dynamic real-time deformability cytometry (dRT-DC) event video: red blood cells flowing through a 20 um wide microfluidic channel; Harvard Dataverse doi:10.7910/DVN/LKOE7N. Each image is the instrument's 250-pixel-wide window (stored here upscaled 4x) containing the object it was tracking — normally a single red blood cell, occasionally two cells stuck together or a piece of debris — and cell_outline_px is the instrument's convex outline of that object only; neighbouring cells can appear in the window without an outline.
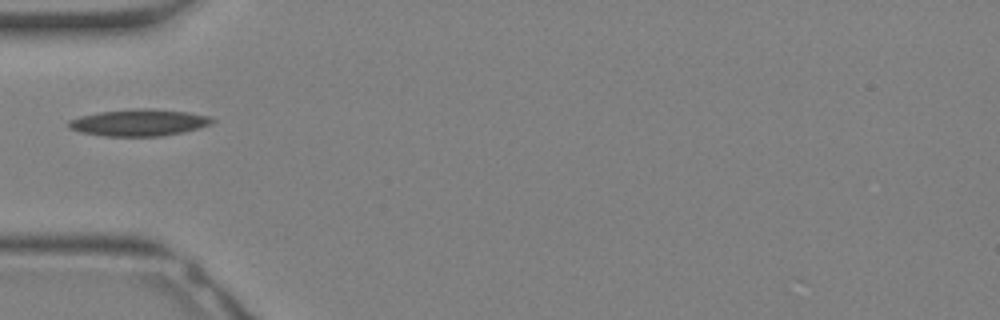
{"species": "Egyptian fruit bat (a non-hibernating species)", "species_latin": "Rousettus aegyptiacus", "temperature_condition": "warm", "stored_images_in_passage": 12, "camera_frame_rate_fps": 3000, "um_per_image_px": 0.085, "animal": {"sex": "female"}, "frame": {"image": 1, "passage_image": 1, "time_ms": 0.0, "image_size_px": [1000, 320], "cell_outline_px": [[216, 120], [212, 124], [200, 128], [184, 132], [160, 136], [104, 136], [80, 132], [68, 128], [68, 120], [80, 116], [100, 112], [132, 108], [148, 108], [188, 112], [208, 116]], "centroid_in_image_um": [11.82, 10.42], "position_along_channel_um": 73.2, "area_um2": 22.54}}
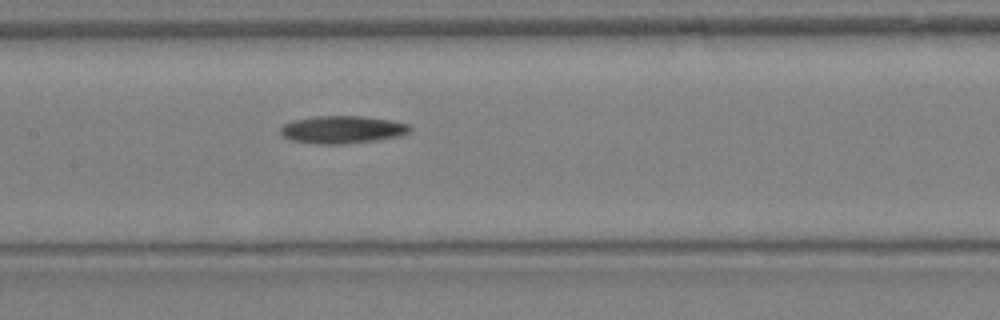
{"frame": {"image": 2, "passage_image": 6, "time_ms": 1.667, "image_size_px": [1000, 320], "cell_outline_px": [[412, 128], [408, 132], [400, 136], [376, 140], [344, 144], [316, 144], [292, 140], [284, 136], [280, 132], [280, 128], [284, 124], [292, 120], [316, 116], [364, 116], [412, 124]], "centroid_in_image_um": [29.11, 11.01], "position_along_channel_um": 178.3, "area_um2": 20.87}}
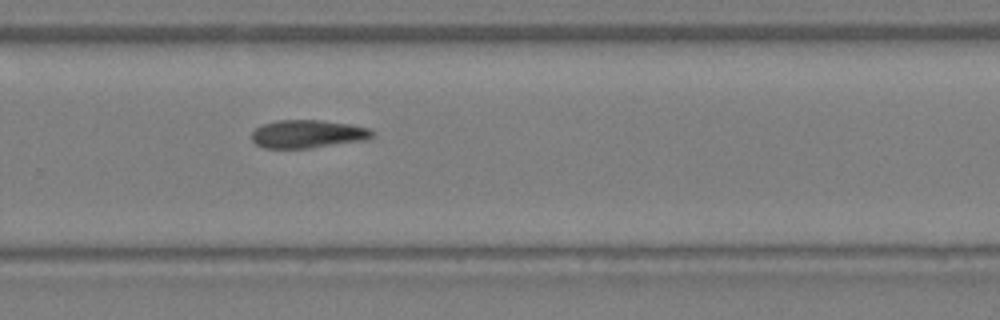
{"frame": {"image": 3, "passage_image": 12, "time_ms": 3.667, "image_size_px": [1000, 320], "cell_outline_px": [[372, 136], [368, 140], [308, 148], [264, 148], [256, 144], [252, 140], [252, 132], [256, 128], [264, 124], [276, 120], [320, 120], [348, 124], [368, 128], [372, 132]], "centroid_in_image_um": [26.13, 11.39], "position_along_channel_um": 303.7, "area_um2": 19.59}}